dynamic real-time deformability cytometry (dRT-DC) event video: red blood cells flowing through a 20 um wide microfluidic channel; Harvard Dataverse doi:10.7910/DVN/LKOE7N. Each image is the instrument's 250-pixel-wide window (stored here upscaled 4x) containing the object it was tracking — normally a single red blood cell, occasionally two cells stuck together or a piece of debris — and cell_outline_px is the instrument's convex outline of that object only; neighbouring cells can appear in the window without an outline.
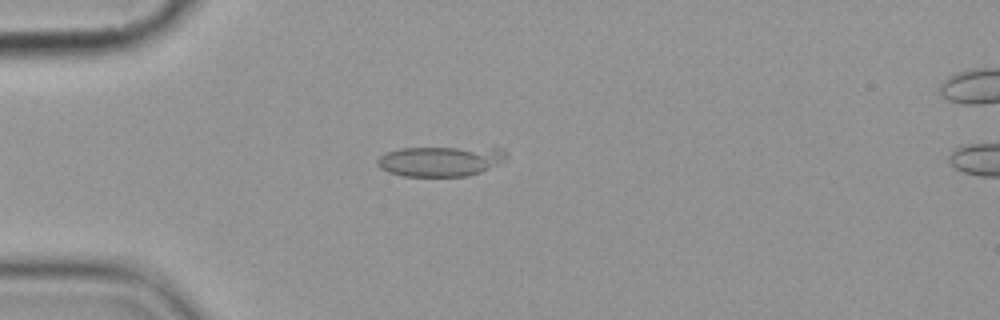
{"species": "common noctule bat (a hibernating species)", "species_latin": "Nyctalus noctula", "temperature_condition": "cold", "stored_images_in_passage": 6, "camera_frame_rate_fps": 3000, "um_per_image_px": 0.085, "animal": {"sex": "female", "body_mass_g": 19.9}, "frame": {"image": 1, "passage_image": 3, "time_ms": 3.0, "image_size_px": [1000, 320], "cell_outline_px": [[508, 156], [500, 164], [480, 172], [468, 176], [404, 176], [388, 172], [380, 168], [376, 164], [376, 160], [380, 156], [388, 152], [400, 148], [504, 148], [508, 152]], "centroid_in_image_um": [37.47, 13.7], "position_along_channel_um": 47.5, "area_um2": 22.72}}